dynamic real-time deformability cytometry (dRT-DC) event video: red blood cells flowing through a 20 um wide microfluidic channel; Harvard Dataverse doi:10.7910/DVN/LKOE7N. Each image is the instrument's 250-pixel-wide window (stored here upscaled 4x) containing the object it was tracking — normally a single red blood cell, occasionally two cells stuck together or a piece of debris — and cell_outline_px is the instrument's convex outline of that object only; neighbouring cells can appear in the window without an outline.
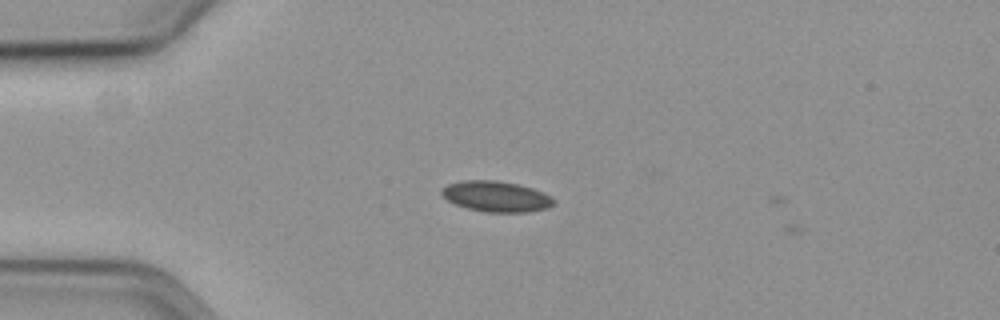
{"species": "common noctule bat (a hibernating species)", "species_latin": "Nyctalus noctula", "temperature_condition": "cold", "stored_images_in_passage": 2, "camera_frame_rate_fps": 3000, "um_per_image_px": 0.085, "animal": {"sex": "female", "body_mass_g": 19.3, "forearm_length_mm": 54.1}, "frame": {"image": 1, "passage_image": 1, "time_ms": 0.0, "image_size_px": [1000, 320], "cell_outline_px": [[556, 200], [548, 208], [528, 212], [484, 212], [468, 208], [456, 204], [440, 196], [440, 192], [448, 184], [460, 180], [496, 180], [516, 184], [532, 188], [544, 192], [552, 196]], "centroid_in_image_um": [42.18, 16.69], "position_along_channel_um": 42.8, "area_um2": 20.11}}